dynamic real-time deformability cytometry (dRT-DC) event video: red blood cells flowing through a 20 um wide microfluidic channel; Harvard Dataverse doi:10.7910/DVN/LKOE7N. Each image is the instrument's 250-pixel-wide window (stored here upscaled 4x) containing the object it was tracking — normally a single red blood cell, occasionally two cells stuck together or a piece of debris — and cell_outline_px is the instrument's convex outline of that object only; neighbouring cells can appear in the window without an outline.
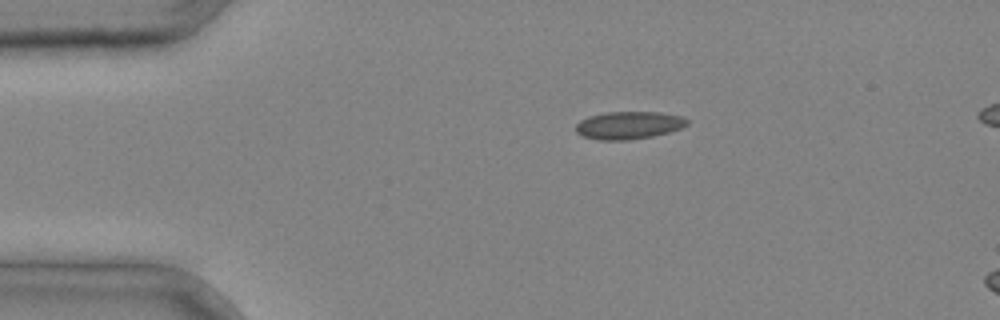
{"species": "common noctule bat (a hibernating species)", "species_latin": "Nyctalus noctula", "temperature_condition": "cold", "stored_images_in_passage": 3, "camera_frame_rate_fps": 3000, "um_per_image_px": 0.085, "animal": {"sex": "male", "body_mass_g": 20.4}, "frame": {"image": 1, "passage_image": 1, "time_ms": 0.0, "image_size_px": [1000, 320], "cell_outline_px": [[688, 124], [680, 128], [668, 132], [652, 136], [628, 140], [596, 140], [584, 136], [576, 132], [576, 124], [580, 120], [588, 116], [604, 112], [660, 112], [684, 116], [688, 120]], "centroid_in_image_um": [53.43, 10.64], "position_along_channel_um": 31.6, "area_um2": 18.03}}